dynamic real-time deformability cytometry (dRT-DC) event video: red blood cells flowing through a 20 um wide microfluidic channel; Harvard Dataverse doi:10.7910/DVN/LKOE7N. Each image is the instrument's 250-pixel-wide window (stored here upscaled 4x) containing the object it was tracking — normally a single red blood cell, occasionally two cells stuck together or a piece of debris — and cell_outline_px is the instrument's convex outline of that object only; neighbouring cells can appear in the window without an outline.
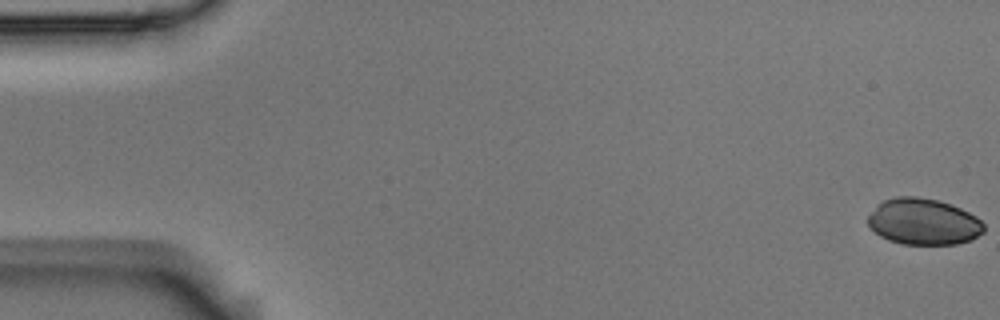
{"species": "Egyptian fruit bat (a non-hibernating species)", "species_latin": "Rousettus aegyptiacus", "temperature_condition": "room temperature", "stored_images_in_passage": 5, "camera_frame_rate_fps": 3000, "um_per_image_px": 0.085, "animal": {"sex": "male"}, "frame": {"image": 1, "passage_image": 1, "time_ms": 0.0, "image_size_px": [1000, 320], "cell_outline_px": [[984, 232], [972, 240], [956, 244], [904, 244], [888, 240], [880, 236], [868, 228], [868, 216], [884, 200], [896, 196], [916, 196], [940, 200], [952, 204], [976, 216], [984, 224]], "centroid_in_image_um": [78.51, 18.84], "position_along_channel_um": 6.5, "area_um2": 31.44}}
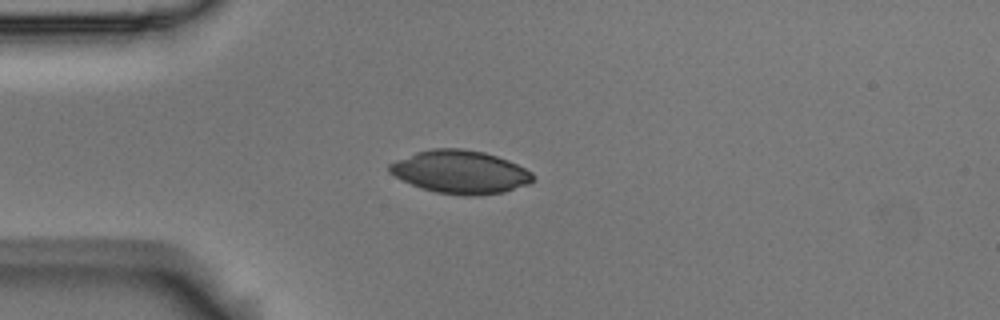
{"frame": {"image": 2, "passage_image": 5, "time_ms": 1.333, "image_size_px": [1000, 320], "cell_outline_px": [[536, 176], [528, 184], [504, 192], [480, 196], [464, 196], [436, 192], [420, 188], [388, 172], [388, 164], [396, 160], [416, 152], [432, 148], [464, 148], [484, 152], [508, 160], [532, 172]], "centroid_in_image_um": [39.13, 14.62], "position_along_channel_um": 45.9, "area_um2": 36.13}}